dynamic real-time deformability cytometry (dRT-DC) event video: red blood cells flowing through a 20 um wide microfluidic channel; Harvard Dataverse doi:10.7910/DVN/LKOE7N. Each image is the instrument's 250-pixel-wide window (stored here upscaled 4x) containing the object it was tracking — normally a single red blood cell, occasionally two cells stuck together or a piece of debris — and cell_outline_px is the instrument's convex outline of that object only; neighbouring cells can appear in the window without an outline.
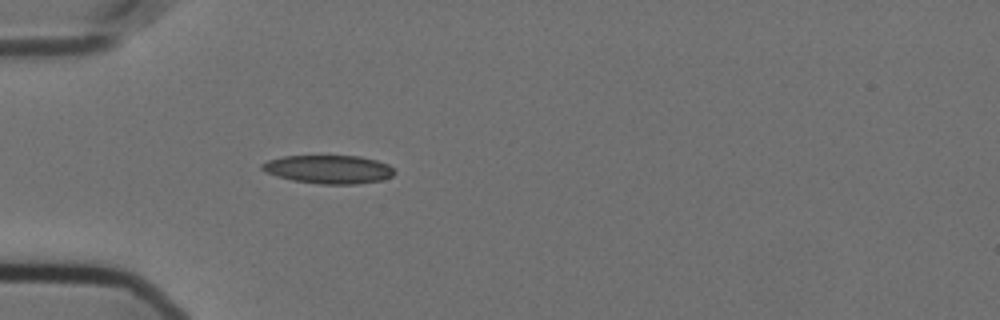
{"species": "Egyptian fruit bat (a non-hibernating species)", "species_latin": "Rousettus aegyptiacus", "temperature_condition": "cold", "stored_images_in_passage": 29, "camera_frame_rate_fps": 3000, "um_per_image_px": 0.085, "animal": {"sex": "female"}, "frame": {"image": 1, "passage_image": 1, "time_ms": 0.0, "image_size_px": [1000, 320], "cell_outline_px": [[396, 172], [392, 176], [380, 180], [356, 184], [320, 184], [292, 180], [264, 172], [260, 168], [260, 164], [268, 160], [284, 156], [360, 156], [376, 160], [388, 164]], "centroid_in_image_um": [27.92, 14.39], "position_along_channel_um": 57.1, "area_um2": 21.91}}
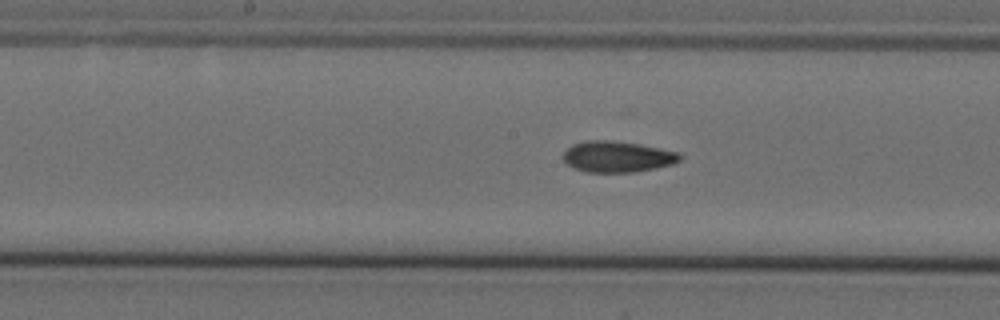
{"frame": {"image": 2, "passage_image": 13, "time_ms": 4.0, "image_size_px": [1000, 320], "cell_outline_px": [[684, 156], [680, 160], [672, 164], [656, 168], [636, 172], [588, 172], [572, 168], [564, 160], [564, 152], [572, 144], [584, 140], [612, 140], [640, 144], [680, 152]], "centroid_in_image_um": [52.5, 13.31], "position_along_channel_um": 195.7, "area_um2": 21.33}}
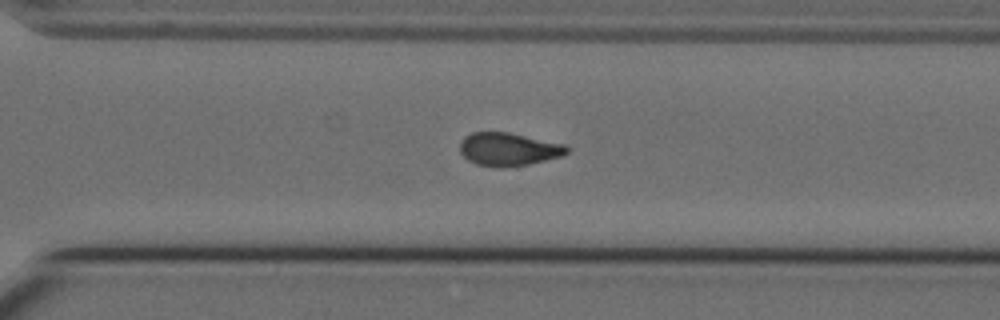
{"frame": {"image": 3, "passage_image": 24, "time_ms": 7.667, "image_size_px": [1000, 320], "cell_outline_px": [[568, 152], [564, 156], [528, 164], [504, 168], [496, 168], [476, 164], [468, 160], [460, 152], [460, 140], [464, 136], [472, 132], [508, 132], [564, 144], [568, 148]], "centroid_in_image_um": [43.2, 12.69], "position_along_channel_um": 327.4, "area_um2": 20.81}, "authors_computed_cell_mechanics": {"area_um2": 21.1548, "velocity_mm_per_s": 3.6115, "shape_relaxation_time_tau1_ms": 8.4545, "shape_relaxation_time_tau2_ms": 3.9803, "deformation_change_tau1": 0.1791, "deformation_change_tau2": 0.0889}}